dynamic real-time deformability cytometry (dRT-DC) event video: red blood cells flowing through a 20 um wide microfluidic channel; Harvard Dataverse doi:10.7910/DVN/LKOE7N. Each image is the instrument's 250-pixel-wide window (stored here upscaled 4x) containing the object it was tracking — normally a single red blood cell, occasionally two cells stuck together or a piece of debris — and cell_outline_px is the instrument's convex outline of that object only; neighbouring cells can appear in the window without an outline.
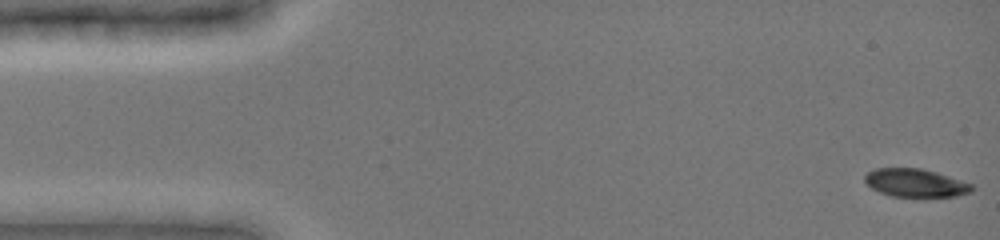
{"species": "common noctule bat (a hibernating species)", "species_latin": "Nyctalus noctula", "temperature_condition": "cold", "stored_images_in_passage": 54, "camera_frame_rate_fps": 3000, "um_per_image_px": 0.085, "animal": {"sex": "female", "body_mass_g": 19.0, "forearm_length_mm": 51.5}, "frame": {"image": 1, "passage_image": 1, "time_ms": 0.0, "image_size_px": [1000, 240], "cell_outline_px": [[976, 188], [972, 192], [956, 196], [892, 196], [880, 192], [872, 188], [864, 180], [864, 176], [868, 172], [876, 168], [920, 168], [936, 172], [972, 184]], "centroid_in_image_um": [77.83, 15.54], "position_along_channel_um": 7.2, "area_um2": 17.4}}
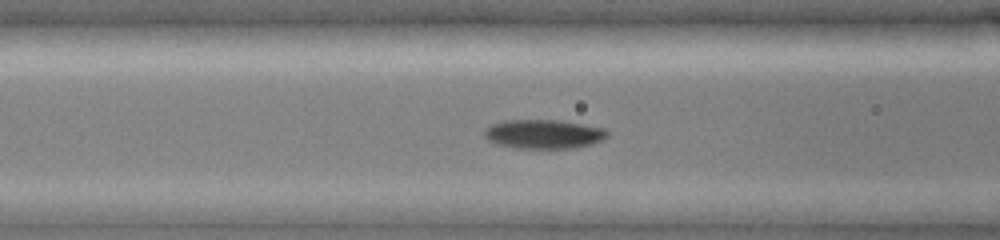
{"frame": {"image": 2, "passage_image": 21, "time_ms": 6.0, "image_size_px": [1000, 240], "cell_outline_px": [[608, 136], [592, 144], [572, 148], [516, 148], [500, 144], [488, 140], [484, 136], [484, 128], [492, 124], [504, 120], [560, 120], [604, 128], [608, 132]], "centroid_in_image_um": [46.2, 11.39], "position_along_channel_um": 120.4, "area_um2": 20.75}}
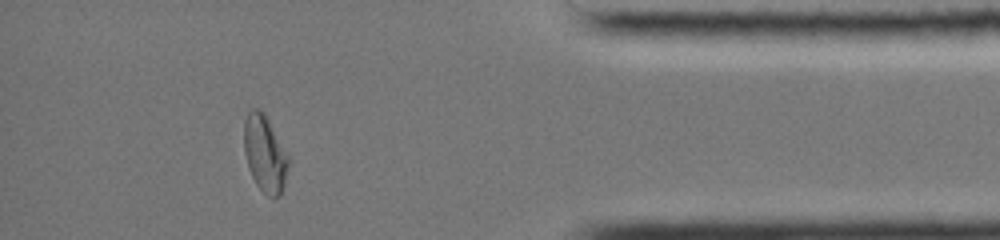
{"frame": {"image": 3, "passage_image": 46, "time_ms": 14.0, "image_size_px": [1000, 240], "cell_outline_px": [[292, 160], [280, 196], [268, 196], [256, 184], [252, 176], [244, 152], [244, 120], [248, 112], [252, 108], [260, 108], [264, 112]], "centroid_in_image_um": [22.55, 13.03], "position_along_channel_um": 412.7, "area_um2": 20.11}, "authors_computed_cell_mechanics": {"area_um2": 19.652, "velocity_mm_per_s": 3.9678, "shape_relaxation_time_tau1_ms": 5.8819, "shape_relaxation_time_tau2_ms": null, "deformation_change_tau1": 0.1829, "deformation_change_tau2": null}}